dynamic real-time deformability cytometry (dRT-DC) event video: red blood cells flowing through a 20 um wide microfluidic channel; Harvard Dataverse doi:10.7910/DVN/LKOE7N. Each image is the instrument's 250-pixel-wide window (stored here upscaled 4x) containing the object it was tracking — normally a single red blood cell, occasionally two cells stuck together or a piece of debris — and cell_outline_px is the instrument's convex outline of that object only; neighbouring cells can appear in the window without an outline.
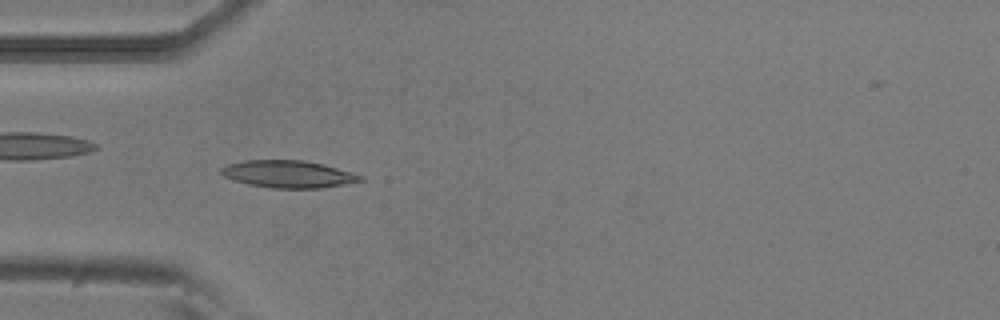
{"species": "common noctule bat (a hibernating species)", "species_latin": "Nyctalus noctula", "temperature_condition": "room temperature", "stored_images_in_passage": 52, "camera_frame_rate_fps": 3000, "um_per_image_px": 0.085, "animal": {"sex": "male", "body_mass_g": 20.5, "forearm_length_mm": 52.5}, "frame": {"image": 1, "passage_image": 15, "time_ms": 4.667, "image_size_px": [1000, 320], "cell_outline_px": [[364, 180], [320, 188], [272, 188], [248, 184], [224, 176], [220, 172], [220, 168], [228, 164], [244, 160], [304, 160], [324, 164], [364, 176]], "centroid_in_image_um": [24.5, 14.79], "position_along_channel_um": 60.5, "area_um2": 21.96}}
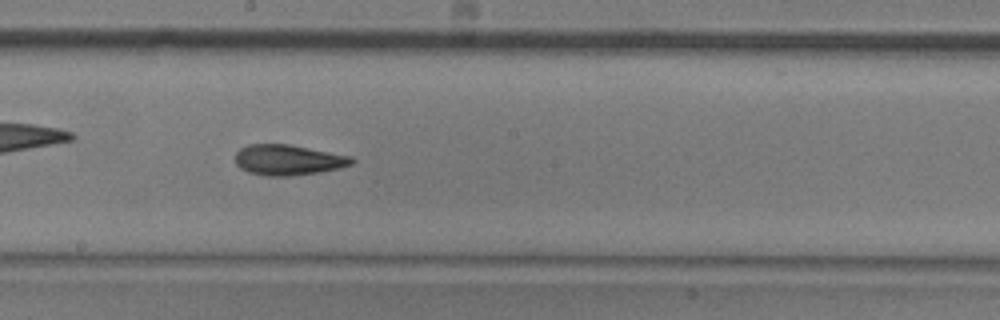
{"frame": {"image": 2, "passage_image": 28, "time_ms": 9.0, "image_size_px": [1000, 320], "cell_outline_px": [[356, 160], [352, 164], [320, 172], [288, 176], [264, 176], [248, 172], [240, 168], [236, 164], [236, 152], [240, 148], [248, 144], [288, 144], [352, 156]], "centroid_in_image_um": [24.47, 13.59], "position_along_channel_um": 223.7, "area_um2": 20.69}}
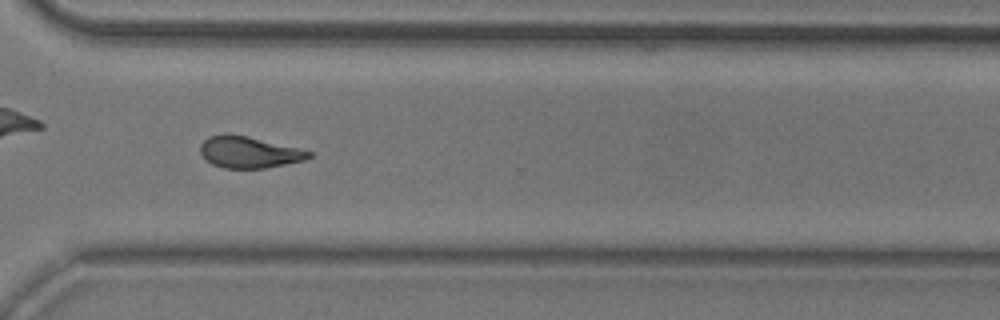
{"frame": {"image": 3, "passage_image": 38, "time_ms": 12.333, "image_size_px": [1000, 320], "cell_outline_px": [[312, 156], [304, 160], [264, 168], [224, 168], [212, 164], [204, 160], [200, 152], [200, 144], [208, 136], [224, 132], [248, 136], [312, 152]], "centroid_in_image_um": [21.08, 12.92], "position_along_channel_um": 349.5, "area_um2": 19.94}, "authors_computed_cell_mechanics": {"area_um2": 20.3167, "velocity_mm_per_s": 3.7867, "shape_relaxation_time_tau1_ms": 5.5655, "shape_relaxation_time_tau2_ms": 3.0102, "deformation_change_tau1": 0.1663, "deformation_change_tau2": 0.1049}}